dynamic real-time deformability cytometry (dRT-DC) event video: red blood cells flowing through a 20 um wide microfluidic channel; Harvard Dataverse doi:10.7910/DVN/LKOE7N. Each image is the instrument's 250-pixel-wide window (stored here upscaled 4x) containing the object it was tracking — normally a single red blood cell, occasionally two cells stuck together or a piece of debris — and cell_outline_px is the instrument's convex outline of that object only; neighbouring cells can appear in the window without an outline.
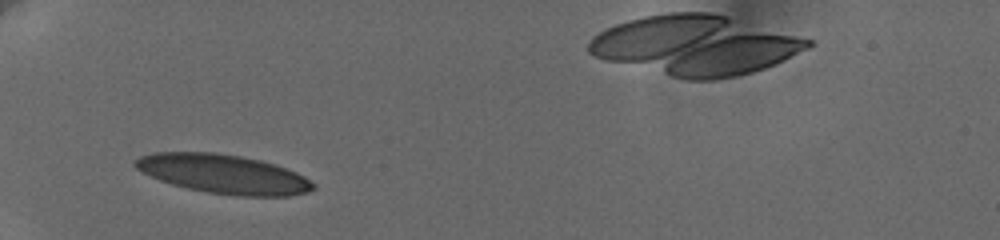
{"species": "human", "species_latin": "Homo sapiens", "temperature_condition": "cold", "stored_images_in_passage": 5, "camera_frame_rate_fps": 3000, "um_per_image_px": 0.085, "donor": {"sex": "female"}, "frame": {"image": 1, "passage_image": 2, "time_ms": 0.667, "image_size_px": [1000, 240], "cell_outline_px": [[316, 188], [308, 192], [288, 196], [236, 196], [208, 192], [188, 188], [172, 184], [160, 180], [140, 172], [132, 164], [140, 156], [156, 152], [216, 152], [240, 156], [260, 160], [296, 172], [304, 176], [316, 184]], "centroid_in_image_um": [18.99, 14.79], "position_along_channel_um": 66.0, "area_um2": 40.46}}
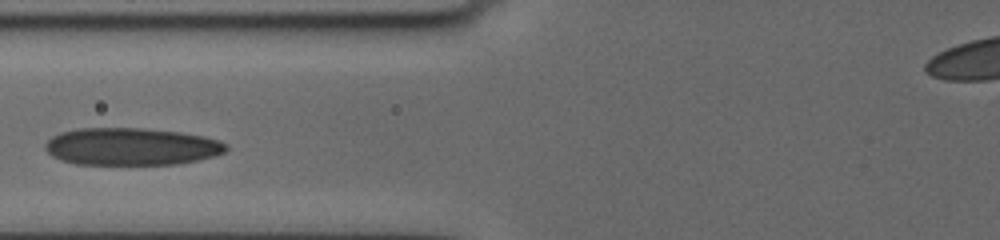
{"frame": {"image": 2, "passage_image": 4, "time_ms": 2.333, "image_size_px": [1000, 240], "cell_outline_px": [[228, 148], [224, 152], [216, 156], [176, 164], [76, 164], [60, 160], [52, 156], [44, 148], [44, 144], [52, 136], [60, 132], [80, 128], [140, 128], [180, 132], [204, 136], [220, 140]], "centroid_in_image_um": [11.14, 12.45], "position_along_channel_um": 114.7, "area_um2": 39.42}}